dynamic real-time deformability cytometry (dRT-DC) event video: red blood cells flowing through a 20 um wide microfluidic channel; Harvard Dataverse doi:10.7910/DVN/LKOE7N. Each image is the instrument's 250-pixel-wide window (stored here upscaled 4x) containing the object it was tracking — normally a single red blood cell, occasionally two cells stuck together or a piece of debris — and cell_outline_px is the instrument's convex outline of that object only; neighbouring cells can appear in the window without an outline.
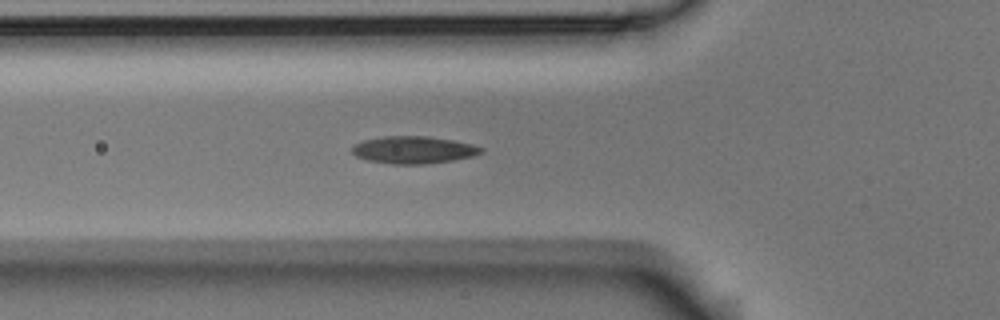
{"species": "Egyptian fruit bat (a non-hibernating species)", "species_latin": "Rousettus aegyptiacus", "temperature_condition": "room temperature", "stored_images_in_passage": 38, "camera_frame_rate_fps": 3000, "um_per_image_px": 0.085, "animal": {"sex": "male"}, "frame": {"image": 1, "passage_image": 2, "time_ms": 0.333, "image_size_px": [1000, 320], "cell_outline_px": [[484, 152], [476, 156], [452, 160], [424, 164], [392, 164], [368, 160], [356, 156], [352, 152], [352, 148], [356, 144], [364, 140], [384, 136], [428, 136], [452, 140], [472, 144], [484, 148]], "centroid_in_image_um": [35.2, 12.74], "position_along_channel_um": 90.6, "area_um2": 20.52}}
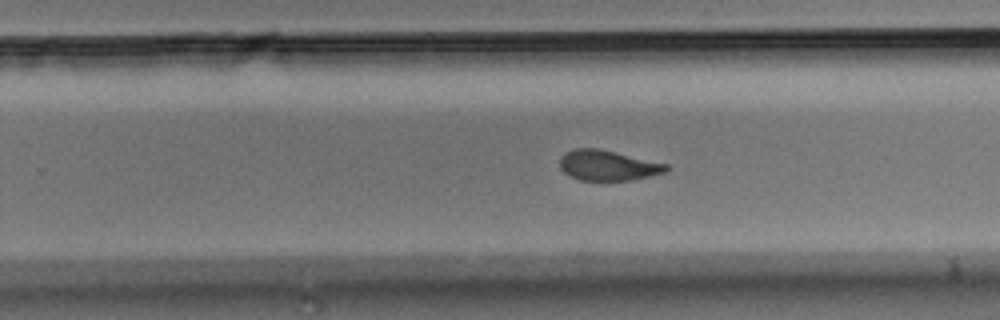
{"frame": {"image": 2, "passage_image": 17, "time_ms": 5.333, "image_size_px": [1000, 320], "cell_outline_px": [[668, 168], [664, 172], [632, 180], [580, 180], [568, 176], [560, 168], [560, 156], [564, 152], [576, 148], [596, 148], [668, 164]], "centroid_in_image_um": [51.6, 14.06], "position_along_channel_um": 278.2, "area_um2": 18.61}}
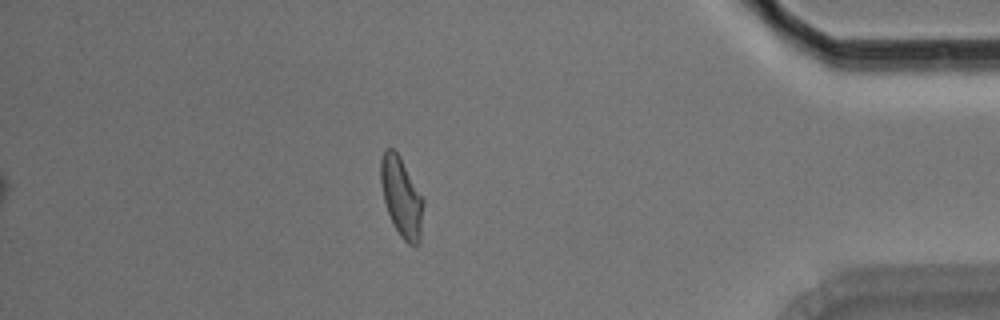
{"frame": {"image": 3, "passage_image": 30, "time_ms": 9.667, "image_size_px": [1000, 320], "cell_outline_px": [[424, 204], [420, 240], [416, 248], [408, 244], [400, 236], [388, 212], [384, 200], [380, 180], [380, 160], [384, 148], [392, 148], [400, 156], [424, 200]], "centroid_in_image_um": [34.13, 16.75], "position_along_channel_um": 401.1, "area_um2": 19.77}}